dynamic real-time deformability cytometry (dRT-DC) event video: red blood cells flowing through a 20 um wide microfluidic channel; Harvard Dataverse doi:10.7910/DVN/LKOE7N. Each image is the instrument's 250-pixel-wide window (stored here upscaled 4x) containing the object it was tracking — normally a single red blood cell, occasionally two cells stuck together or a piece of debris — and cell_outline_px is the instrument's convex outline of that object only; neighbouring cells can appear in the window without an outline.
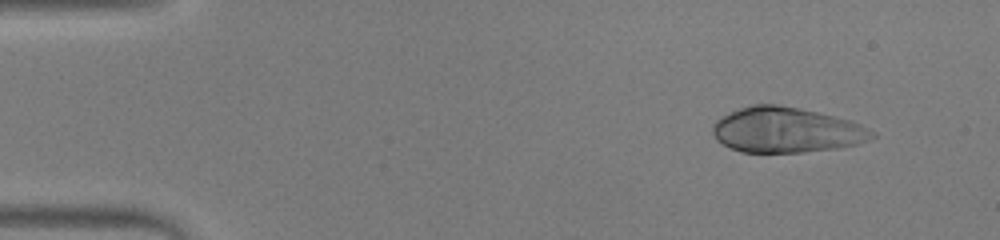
{"species": "human", "species_latin": "Homo sapiens", "temperature_condition": "warm", "stored_images_in_passage": 44, "camera_frame_rate_fps": 3000, "um_per_image_px": 0.085, "donor": {"sex": "male"}, "frame": {"image": 1, "passage_image": 1, "time_ms": 0.0, "image_size_px": [1000, 240], "cell_outline_px": [[876, 136], [868, 140], [856, 144], [836, 148], [804, 152], [740, 152], [716, 140], [712, 132], [712, 124], [716, 120], [740, 108], [752, 104], [776, 104], [800, 108], [852, 120], [876, 132]], "centroid_in_image_um": [66.85, 11.05], "position_along_channel_um": 18.1, "area_um2": 42.02}}
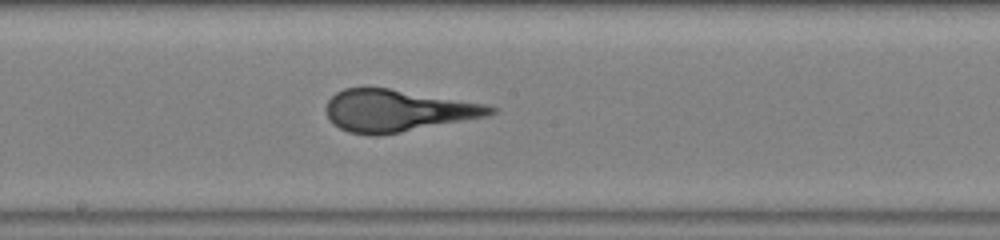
{"frame": {"image": 2, "passage_image": 22, "time_ms": 7.0, "image_size_px": [1000, 240], "cell_outline_px": [[500, 108], [496, 112], [488, 116], [400, 132], [376, 136], [372, 136], [348, 132], [332, 124], [324, 108], [328, 100], [336, 92], [344, 88], [388, 88], [488, 104]], "centroid_in_image_um": [33.79, 9.4], "position_along_channel_um": 214.4, "area_um2": 40.23}}
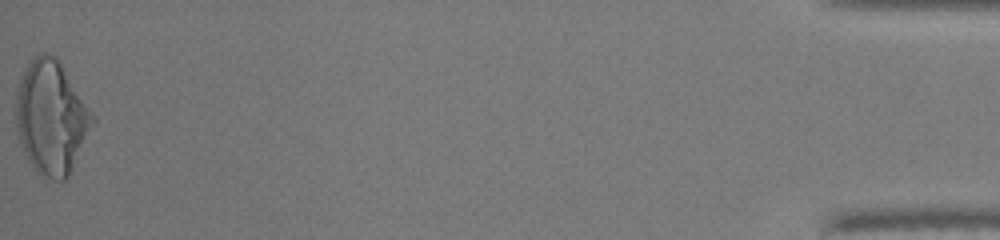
{"frame": {"image": 3, "passage_image": 44, "time_ms": 14.333, "image_size_px": [1000, 240], "cell_outline_px": [[96, 120], [68, 176], [64, 180], [52, 180], [36, 172], [28, 160], [24, 152], [16, 128], [16, 96], [20, 80], [32, 56], [40, 52], [44, 52], [56, 56], [96, 116]], "centroid_in_image_um": [4.37, 9.96], "position_along_channel_um": 430.8, "area_um2": 50.63}}